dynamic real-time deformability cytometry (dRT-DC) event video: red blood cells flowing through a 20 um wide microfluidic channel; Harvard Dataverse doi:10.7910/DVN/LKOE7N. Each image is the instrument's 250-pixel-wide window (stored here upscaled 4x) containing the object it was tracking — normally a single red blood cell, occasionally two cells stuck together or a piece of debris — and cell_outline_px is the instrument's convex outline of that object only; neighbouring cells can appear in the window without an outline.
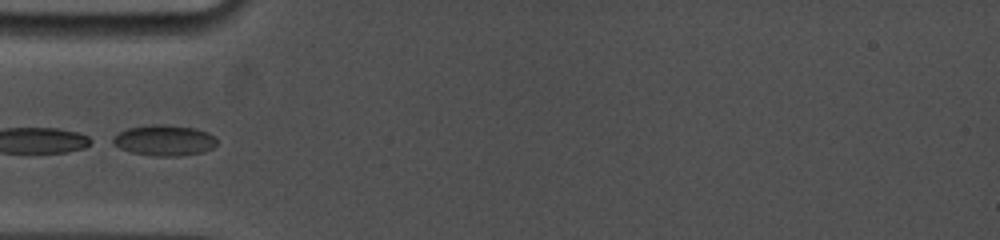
{"species": "common noctule bat (a hibernating species)", "species_latin": "Nyctalus noctula", "temperature_condition": "cold", "stored_images_in_passage": 14, "camera_frame_rate_fps": 5000, "um_per_image_px": 0.085, "animal": {"sex": "female", "body_mass_g": 19.0, "forearm_length_mm": 53.3}, "frame": {"image": 1, "passage_image": 1, "time_ms": 0.0, "image_size_px": [1000, 240], "cell_outline_px": [[216, 144], [212, 148], [204, 152], [180, 156], [156, 156], [132, 152], [120, 148], [104, 140], [128, 128], [152, 124], [164, 124], [196, 128], [208, 132], [216, 136]], "centroid_in_image_um": [13.92, 11.92], "position_along_channel_um": 71.1, "area_um2": 19.02}}
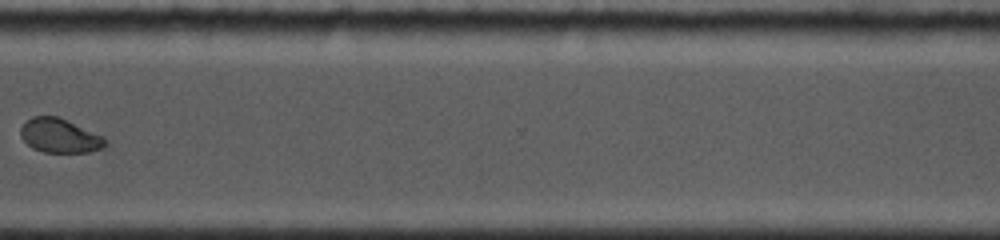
{"frame": {"image": 2, "passage_image": 12, "time_ms": 7.8, "image_size_px": [1000, 240], "cell_outline_px": [[108, 144], [104, 148], [88, 152], [44, 152], [32, 148], [20, 136], [20, 128], [32, 116], [56, 116], [104, 136], [108, 140]], "centroid_in_image_um": [5.11, 11.55], "position_along_channel_um": 365.5, "area_um2": 16.82}}